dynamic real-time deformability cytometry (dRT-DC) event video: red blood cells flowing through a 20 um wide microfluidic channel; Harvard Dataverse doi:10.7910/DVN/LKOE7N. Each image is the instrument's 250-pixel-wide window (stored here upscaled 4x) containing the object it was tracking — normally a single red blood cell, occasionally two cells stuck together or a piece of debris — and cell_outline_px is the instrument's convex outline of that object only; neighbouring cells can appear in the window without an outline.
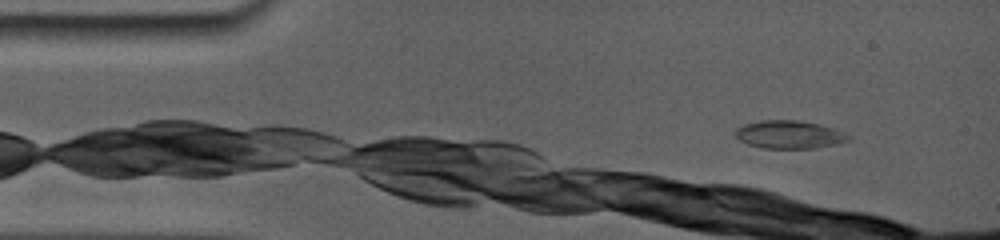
{"species": "common noctule bat (a hibernating species)", "species_latin": "Nyctalus noctula", "temperature_condition": "room temperature", "stored_images_in_passage": 3, "camera_frame_rate_fps": 5000, "um_per_image_px": 0.085, "animal": {"sex": "female", "body_mass_g": 19.0, "forearm_length_mm": 56.7}, "frame": {"image": 1, "passage_image": 2, "time_ms": 1.0, "image_size_px": [1000, 240], "cell_outline_px": [[832, 136], [816, 144], [804, 148], [772, 148], [752, 144], [736, 136], [736, 128], [744, 124], [764, 120], [792, 120], [816, 124], [828, 128], [832, 132]], "centroid_in_image_um": [66.56, 11.37], "position_along_channel_um": 18.4, "area_um2": 15.32}}